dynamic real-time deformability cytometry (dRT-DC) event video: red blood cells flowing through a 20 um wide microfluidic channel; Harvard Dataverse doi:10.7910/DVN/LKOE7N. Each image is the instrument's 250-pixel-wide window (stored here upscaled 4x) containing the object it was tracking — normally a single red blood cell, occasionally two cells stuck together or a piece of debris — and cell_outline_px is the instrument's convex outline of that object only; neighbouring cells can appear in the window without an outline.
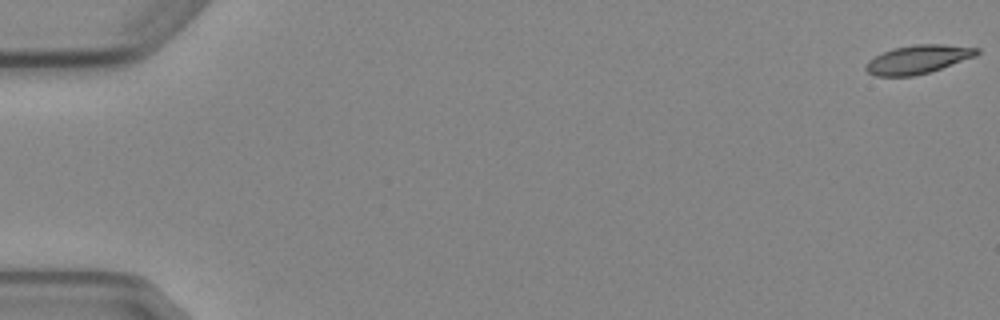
{"species": "Egyptian fruit bat (a non-hibernating species)", "species_latin": "Rousettus aegyptiacus", "temperature_condition": "cold", "stored_images_in_passage": 5, "camera_frame_rate_fps": 3000, "um_per_image_px": 0.085, "animal": {"sex": "female"}, "frame": {"image": 1, "passage_image": 1, "time_ms": 0.0, "image_size_px": [1000, 320], "cell_outline_px": [[980, 52], [976, 56], [928, 72], [912, 76], [876, 76], [868, 72], [864, 68], [868, 60], [892, 48], [916, 44], [944, 44], [980, 48]], "centroid_in_image_um": [78.03, 5.03], "position_along_channel_um": 7.0, "area_um2": 18.32}}
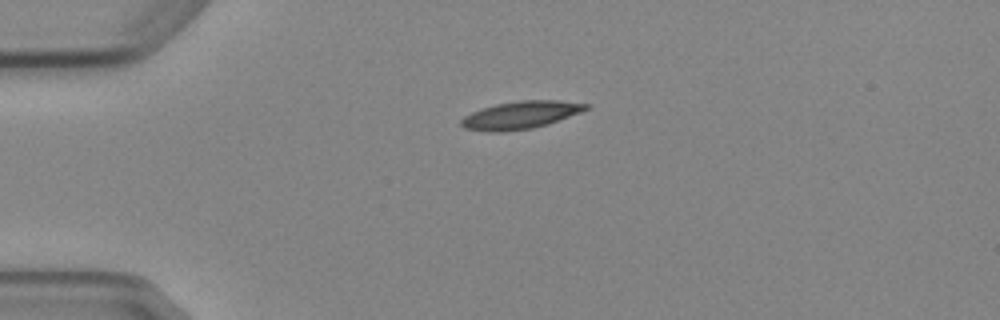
{"frame": {"image": 2, "passage_image": 4, "time_ms": 4.333, "image_size_px": [1000, 320], "cell_outline_px": [[592, 104], [588, 108], [580, 112], [548, 124], [532, 128], [504, 132], [488, 132], [464, 128], [460, 124], [460, 120], [464, 116], [472, 112], [496, 104], [520, 100], [560, 100]], "centroid_in_image_um": [44.25, 9.78], "position_along_channel_um": 40.7, "area_um2": 20.11}}